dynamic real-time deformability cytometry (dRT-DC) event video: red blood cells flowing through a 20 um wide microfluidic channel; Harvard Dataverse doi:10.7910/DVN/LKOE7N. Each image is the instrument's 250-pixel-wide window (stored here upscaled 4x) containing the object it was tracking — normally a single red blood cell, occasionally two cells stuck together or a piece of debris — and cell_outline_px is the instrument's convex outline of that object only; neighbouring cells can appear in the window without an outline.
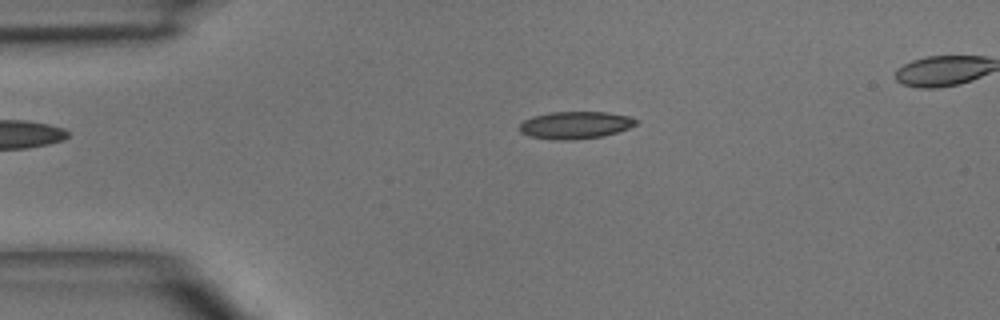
{"species": "common noctule bat (a hibernating species)", "species_latin": "Nyctalus noctula", "temperature_condition": "room temperature", "stored_images_in_passage": 6, "camera_frame_rate_fps": 3000, "um_per_image_px": 0.085, "animal": {"sex": "male", "body_mass_g": 15.6}, "frame": {"image": 1, "passage_image": 2, "time_ms": 1.0, "image_size_px": [1000, 320], "cell_outline_px": [[636, 124], [628, 128], [604, 136], [572, 140], [556, 140], [528, 136], [520, 132], [520, 124], [524, 120], [532, 116], [548, 112], [608, 112], [632, 116], [636, 120]], "centroid_in_image_um": [48.89, 10.63], "position_along_channel_um": 36.1, "area_um2": 18.67}}
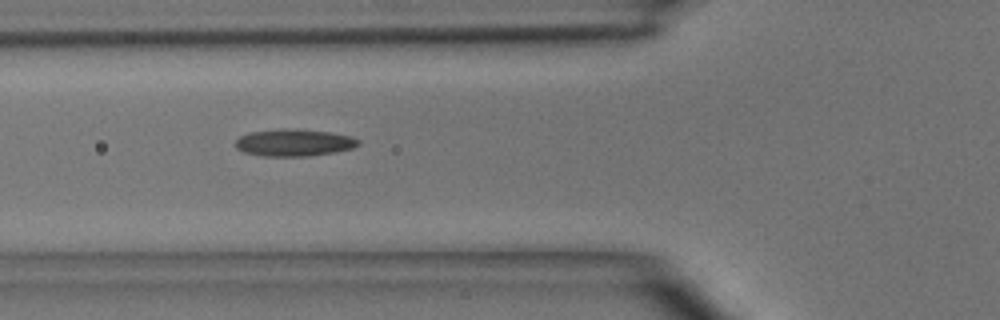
{"frame": {"image": 2, "passage_image": 4, "time_ms": 3.333, "image_size_px": [1000, 320], "cell_outline_px": [[360, 144], [352, 148], [336, 152], [308, 156], [264, 156], [244, 152], [236, 148], [236, 140], [240, 136], [248, 132], [284, 128], [296, 128], [328, 132], [352, 136], [360, 140]], "centroid_in_image_um": [25.0, 12.11], "position_along_channel_um": 100.8, "area_um2": 19.54}}
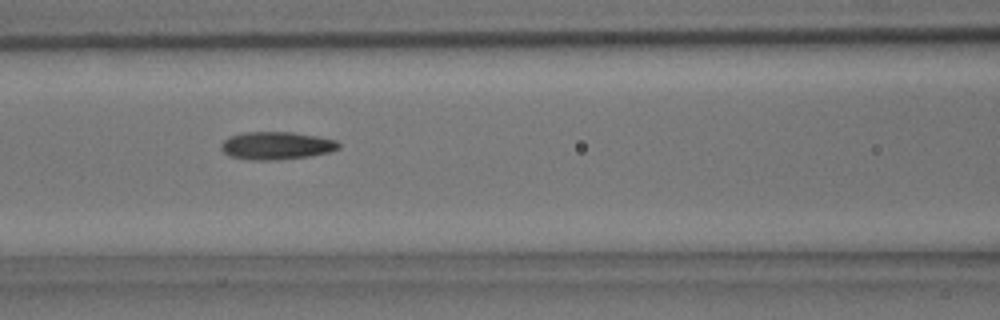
{"frame": {"image": 3, "passage_image": 5, "time_ms": 4.333, "image_size_px": [1000, 320], "cell_outline_px": [[340, 148], [328, 152], [308, 156], [276, 160], [256, 160], [228, 156], [220, 148], [220, 144], [228, 136], [244, 132], [292, 132], [316, 136], [336, 140], [340, 144]], "centroid_in_image_um": [23.46, 12.37], "position_along_channel_um": 143.1, "area_um2": 19.02}}